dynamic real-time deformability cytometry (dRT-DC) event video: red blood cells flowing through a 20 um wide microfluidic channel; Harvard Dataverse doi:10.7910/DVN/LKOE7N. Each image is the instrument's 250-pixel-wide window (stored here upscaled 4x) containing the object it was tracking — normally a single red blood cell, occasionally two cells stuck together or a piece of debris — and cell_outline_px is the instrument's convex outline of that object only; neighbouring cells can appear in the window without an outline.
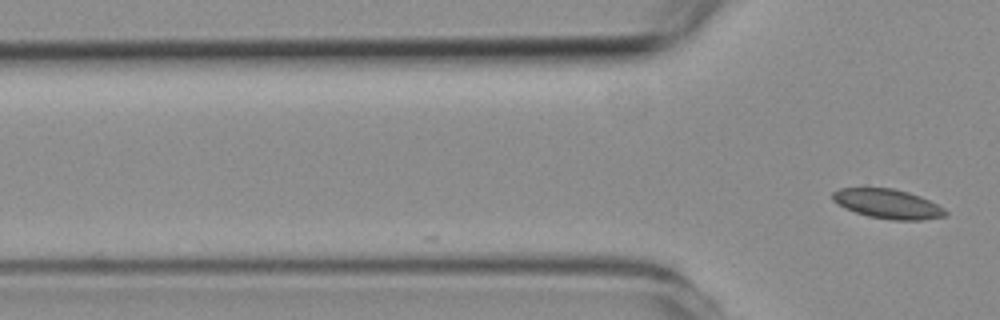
{"species": "common noctule bat (a hibernating species)", "species_latin": "Nyctalus noctula", "temperature_condition": "room temperature", "stored_images_in_passage": 2, "camera_frame_rate_fps": 3000, "um_per_image_px": 0.085, "animal": {"sex": "female", "body_mass_g": 19.3, "forearm_length_mm": 54.1}, "frame": {"image": 1, "passage_image": 2, "time_ms": 1.0, "image_size_px": [1000, 320], "cell_outline_px": [[948, 212], [944, 216], [924, 220], [892, 220], [868, 216], [844, 208], [832, 200], [832, 192], [840, 188], [892, 188], [908, 192], [920, 196], [944, 208]], "centroid_in_image_um": [75.44, 17.33], "position_along_channel_um": 50.4, "area_um2": 19.31}}